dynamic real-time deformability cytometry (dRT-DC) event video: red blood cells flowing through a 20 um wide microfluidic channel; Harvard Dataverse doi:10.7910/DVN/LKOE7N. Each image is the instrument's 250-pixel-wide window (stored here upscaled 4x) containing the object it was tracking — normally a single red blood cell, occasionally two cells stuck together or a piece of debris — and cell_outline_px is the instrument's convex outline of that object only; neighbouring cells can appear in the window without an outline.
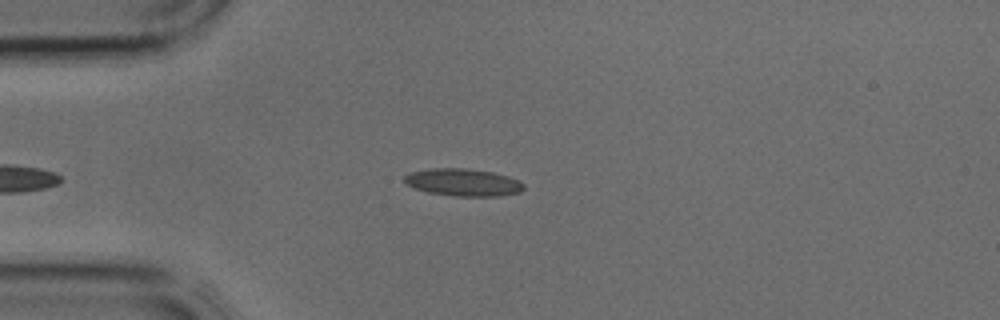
{"species": "common noctule bat (a hibernating species)", "species_latin": "Nyctalus noctula", "temperature_condition": "cold", "stored_images_in_passage": 4, "camera_frame_rate_fps": 3000, "um_per_image_px": 0.085, "animal": {"sex": "male", "body_mass_g": 17.9, "forearm_length_mm": 54.2}, "frame": {"image": 1, "passage_image": 3, "time_ms": 0.667, "image_size_px": [1000, 320], "cell_outline_px": [[524, 188], [520, 192], [496, 196], [456, 196], [428, 192], [416, 188], [408, 184], [404, 180], [404, 176], [408, 172], [428, 168], [464, 168], [492, 172], [508, 176], [520, 180], [524, 184]], "centroid_in_image_um": [39.37, 15.49], "position_along_channel_um": 45.6, "area_um2": 19.02}}
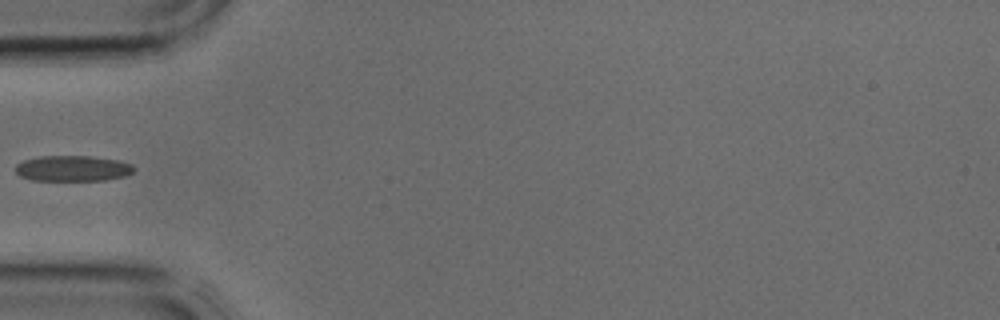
{"frame": {"image": 2, "passage_image": 4, "time_ms": 1.0, "image_size_px": [1000, 320], "cell_outline_px": [[136, 168], [132, 172], [124, 176], [104, 180], [32, 180], [20, 176], [16, 172], [16, 164], [24, 160], [40, 156], [92, 156], [120, 160], [132, 164]], "centroid_in_image_um": [6.2, 14.3], "position_along_channel_um": 78.8, "area_um2": 17.74}}